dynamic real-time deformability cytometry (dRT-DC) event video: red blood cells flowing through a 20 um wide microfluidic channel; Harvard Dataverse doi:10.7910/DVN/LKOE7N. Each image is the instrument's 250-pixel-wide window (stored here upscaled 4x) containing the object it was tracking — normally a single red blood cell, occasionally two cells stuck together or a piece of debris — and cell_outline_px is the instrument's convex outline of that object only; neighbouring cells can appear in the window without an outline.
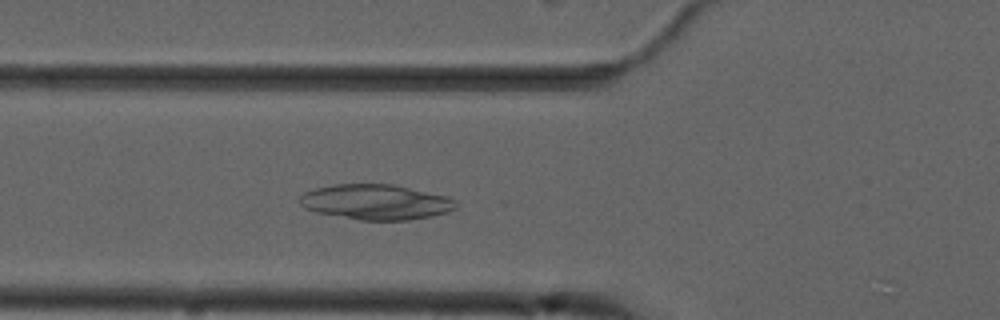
{"species": "common noctule bat (a hibernating species)", "species_latin": "Nyctalus noctula", "temperature_condition": "cold", "stored_images_in_passage": 5, "camera_frame_rate_fps": 3000, "um_per_image_px": 0.085, "animal": {"sex": "male", "forearm_length_mm": 52.5}, "frame": {"image": 1, "passage_image": 5, "time_ms": 4.667, "image_size_px": [1000, 320], "cell_outline_px": [[456, 208], [448, 212], [432, 216], [408, 220], [360, 220], [316, 212], [304, 208], [300, 204], [300, 196], [304, 192], [316, 188], [336, 184], [392, 184], [448, 196], [456, 200]], "centroid_in_image_um": [31.96, 17.17], "position_along_channel_um": 93.8, "area_um2": 32.08}}